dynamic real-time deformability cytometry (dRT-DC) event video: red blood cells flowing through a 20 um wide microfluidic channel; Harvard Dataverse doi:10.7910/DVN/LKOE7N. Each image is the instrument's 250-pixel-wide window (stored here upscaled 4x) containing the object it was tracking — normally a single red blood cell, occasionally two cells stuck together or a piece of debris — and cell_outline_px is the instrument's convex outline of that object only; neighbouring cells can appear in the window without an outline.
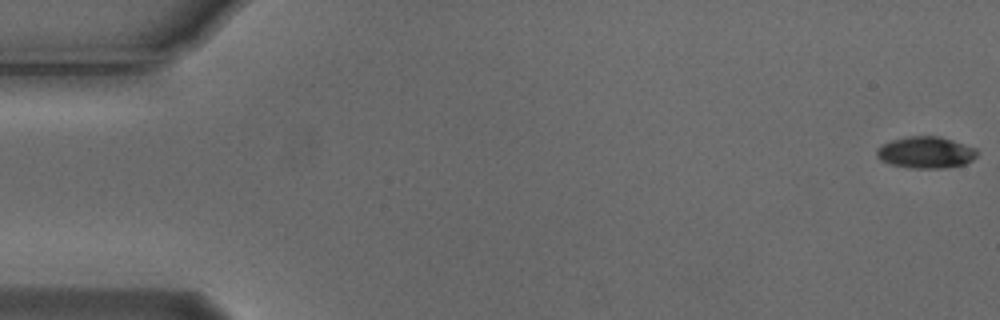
{"species": "Egyptian fruit bat (a non-hibernating species)", "species_latin": "Rousettus aegyptiacus", "temperature_condition": "cold", "stored_images_in_passage": 5, "camera_frame_rate_fps": 3000, "um_per_image_px": 0.085, "animal": {"sex": "male"}, "frame": {"image": 1, "passage_image": 1, "time_ms": 0.0, "image_size_px": [1000, 320], "cell_outline_px": [[976, 156], [972, 160], [964, 164], [944, 168], [908, 168], [888, 164], [880, 160], [876, 156], [876, 148], [892, 140], [908, 136], [936, 136], [952, 140], [976, 148]], "centroid_in_image_um": [78.65, 12.97], "position_along_channel_um": 6.4, "area_um2": 18.5}}
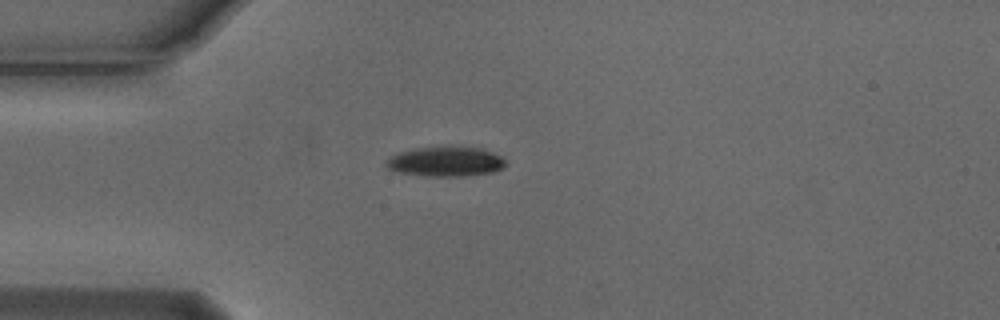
{"frame": {"image": 2, "passage_image": 5, "time_ms": 1.333, "image_size_px": [1000, 320], "cell_outline_px": [[504, 168], [492, 172], [460, 176], [428, 176], [400, 172], [388, 168], [384, 164], [392, 156], [400, 152], [416, 148], [440, 144], [448, 144], [480, 148], [492, 152], [500, 156], [504, 160]], "centroid_in_image_um": [37.89, 13.69], "position_along_channel_um": 47.1, "area_um2": 21.04}}